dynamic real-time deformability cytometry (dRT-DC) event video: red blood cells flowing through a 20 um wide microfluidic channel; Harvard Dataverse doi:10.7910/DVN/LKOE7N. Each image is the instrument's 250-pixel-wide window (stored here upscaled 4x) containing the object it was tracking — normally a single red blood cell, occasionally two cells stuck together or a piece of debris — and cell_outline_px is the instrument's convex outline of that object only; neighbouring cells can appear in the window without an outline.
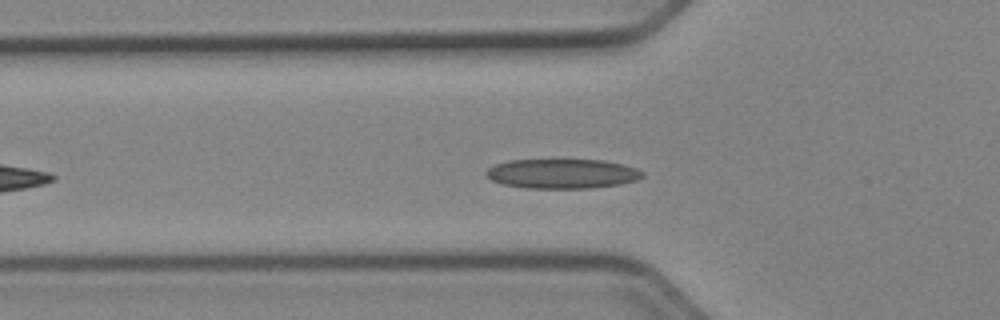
{"species": "Egyptian fruit bat (a non-hibernating species)", "species_latin": "Rousettus aegyptiacus", "temperature_condition": "cold", "stored_images_in_passage": 39, "camera_frame_rate_fps": 3000, "um_per_image_px": 0.085, "animal": {"sex": "female"}, "frame": {"image": 1, "passage_image": 8, "time_ms": 2.333, "image_size_px": [1000, 320], "cell_outline_px": [[644, 176], [636, 180], [620, 184], [588, 188], [528, 188], [504, 184], [492, 180], [484, 176], [484, 172], [488, 168], [496, 164], [508, 160], [552, 156], [556, 156], [604, 160], [624, 164], [636, 168], [644, 172]], "centroid_in_image_um": [47.76, 14.69], "position_along_channel_um": 78.0, "area_um2": 28.44}}
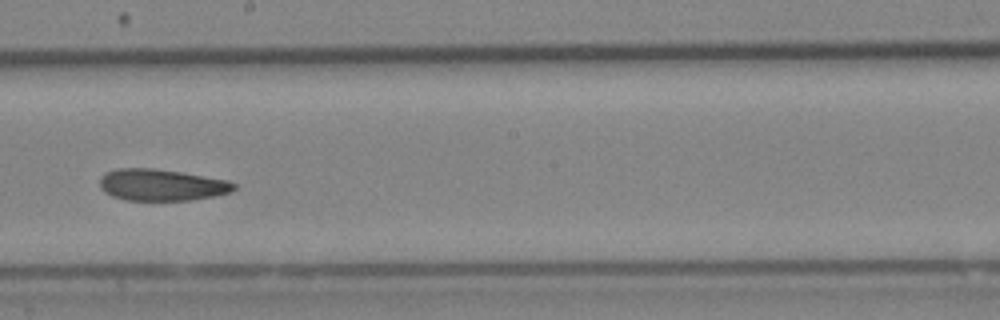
{"frame": {"image": 2, "passage_image": 20, "time_ms": 6.333, "image_size_px": [1000, 320], "cell_outline_px": [[236, 188], [232, 192], [216, 196], [192, 200], [124, 200], [112, 196], [104, 192], [100, 188], [100, 176], [104, 172], [116, 168], [152, 168], [180, 172], [228, 180], [236, 184]], "centroid_in_image_um": [13.72, 15.72], "position_along_channel_um": 234.5, "area_um2": 24.97}}
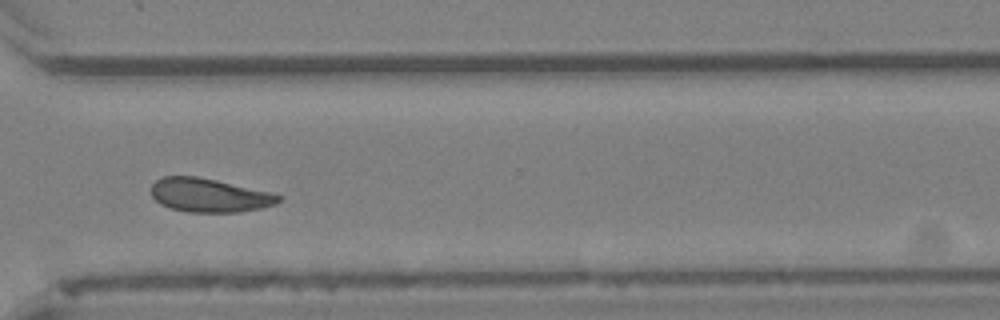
{"frame": {"image": 3, "passage_image": 29, "time_ms": 9.333, "image_size_px": [1000, 320], "cell_outline_px": [[284, 196], [276, 204], [260, 208], [240, 212], [188, 212], [172, 208], [160, 204], [152, 196], [152, 184], [156, 180], [164, 176], [196, 176], [216, 180], [272, 192]], "centroid_in_image_um": [17.82, 16.59], "position_along_channel_um": 352.8, "area_um2": 25.03}, "authors_computed_cell_mechanics": {"area_um2": 25.0274, "velocity_mm_per_s": 3.9216, "shape_relaxation_time_tau1_ms": 9.5965, "shape_relaxation_time_tau2_ms": 4.1277, "deformation_change_tau1": 0.1648, "deformation_change_tau2": 0.1052}}